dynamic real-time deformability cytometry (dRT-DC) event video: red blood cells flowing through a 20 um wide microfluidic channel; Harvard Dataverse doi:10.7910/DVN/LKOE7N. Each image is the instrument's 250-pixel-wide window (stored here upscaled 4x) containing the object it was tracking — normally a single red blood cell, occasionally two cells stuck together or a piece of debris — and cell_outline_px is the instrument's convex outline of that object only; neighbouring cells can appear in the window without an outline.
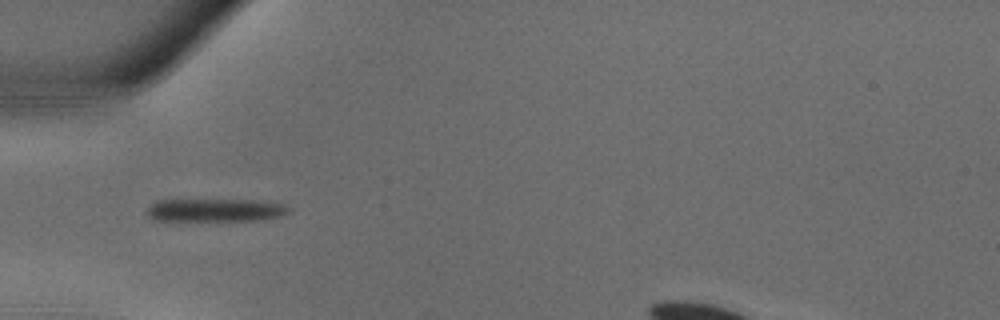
{"species": "common noctule bat (a hibernating species)", "species_latin": "Nyctalus noctula", "temperature_condition": "warm", "stored_images_in_passage": 22, "camera_frame_rate_fps": 3000, "um_per_image_px": 0.085, "animal": {"sex": "male", "body_mass_g": 18.8}, "frame": {"image": 1, "passage_image": 1, "time_ms": 0.0, "image_size_px": [1000, 320], "cell_outline_px": [[292, 208], [288, 212], [280, 216], [260, 220], [156, 220], [148, 216], [148, 208], [156, 200], [252, 200], [280, 204]], "centroid_in_image_um": [18.29, 17.86], "position_along_channel_um": 66.7, "area_um2": 18.61}}
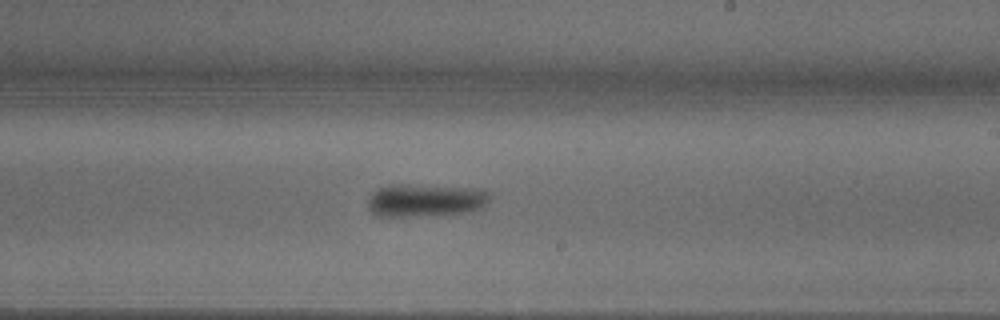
{"frame": {"image": 2, "passage_image": 11, "time_ms": 3.333, "image_size_px": [1000, 320], "cell_outline_px": [[488, 200], [484, 208], [472, 212], [444, 216], [376, 216], [368, 208], [368, 196], [372, 192], [388, 184], [408, 184], [484, 188], [488, 192]], "centroid_in_image_um": [36.2, 17.03], "position_along_channel_um": 252.8, "area_um2": 24.22}}
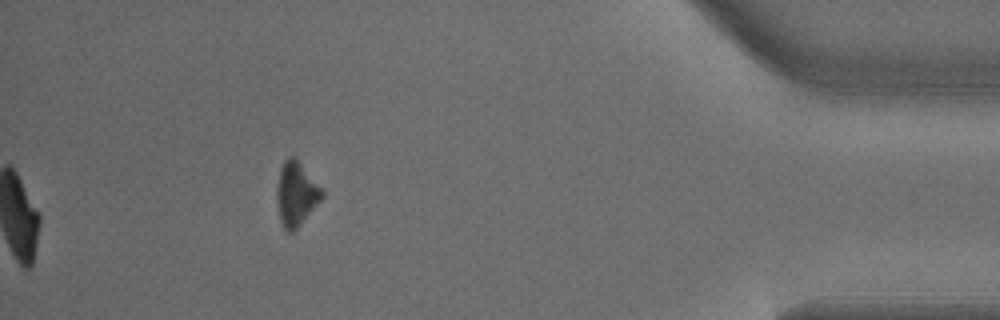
{"frame": {"image": 3, "passage_image": 22, "time_ms": 7.0, "image_size_px": [1000, 320], "cell_outline_px": [[324, 196], [300, 224], [292, 232], [288, 232], [284, 228], [280, 220], [276, 200], [276, 188], [280, 168], [284, 160], [288, 156], [292, 156], [300, 164], [324, 192]], "centroid_in_image_um": [25.13, 16.49], "position_along_channel_um": 410.1, "area_um2": 16.42}}